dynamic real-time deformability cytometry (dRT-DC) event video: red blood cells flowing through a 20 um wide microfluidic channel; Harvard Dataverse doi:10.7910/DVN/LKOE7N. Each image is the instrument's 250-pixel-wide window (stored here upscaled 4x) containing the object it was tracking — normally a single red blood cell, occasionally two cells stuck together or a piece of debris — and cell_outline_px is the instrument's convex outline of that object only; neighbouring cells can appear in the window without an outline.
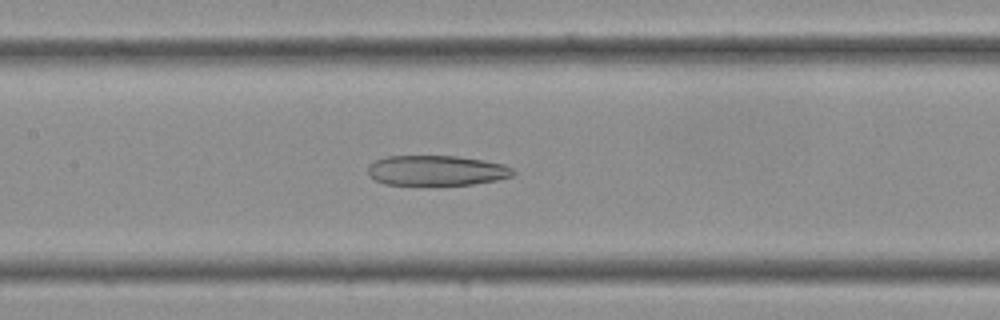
{"species": "Egyptian fruit bat (a non-hibernating species)", "species_latin": "Rousettus aegyptiacus", "temperature_condition": "cold", "stored_images_in_passage": 35, "camera_frame_rate_fps": 3000, "um_per_image_px": 0.085, "frame": {"image": 1, "passage_image": 16, "time_ms": 5.0, "image_size_px": [1000, 320], "cell_outline_px": [[516, 172], [512, 176], [496, 180], [472, 184], [384, 184], [368, 176], [368, 164], [372, 160], [388, 156], [456, 156], [484, 160], [504, 164], [512, 168]], "centroid_in_image_um": [37.08, 14.48], "position_along_channel_um": 170.3, "area_um2": 25.49}}
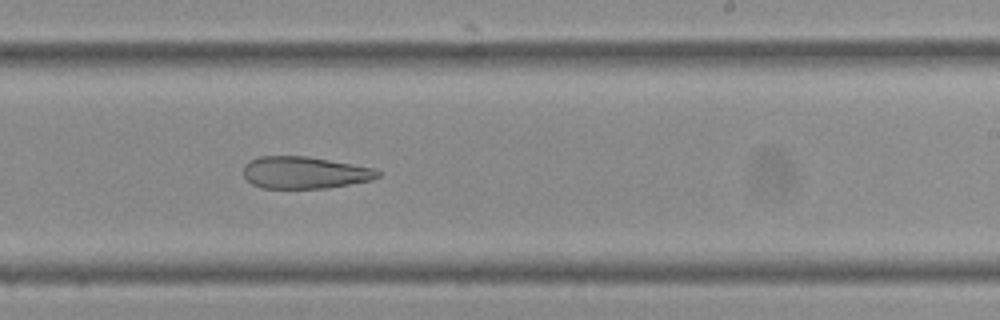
{"frame": {"image": 2, "passage_image": 21, "time_ms": 6.667, "image_size_px": [1000, 320], "cell_outline_px": [[380, 176], [372, 180], [328, 188], [260, 188], [252, 184], [244, 176], [244, 164], [248, 160], [260, 156], [304, 156], [328, 160], [372, 168], [380, 172]], "centroid_in_image_um": [25.85, 14.68], "position_along_channel_um": 263.2, "area_um2": 24.97}}
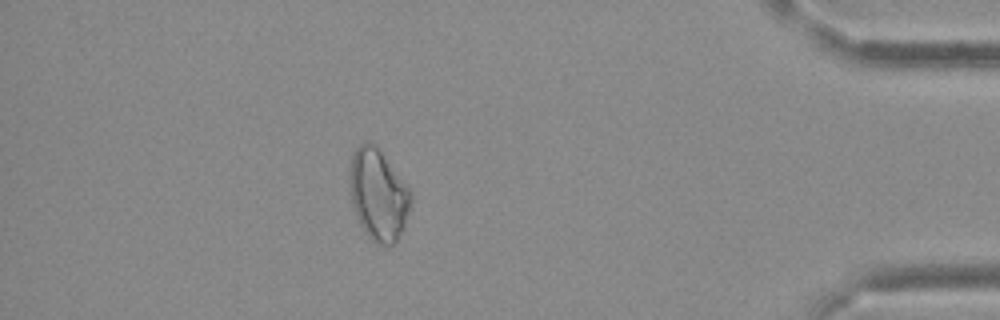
{"frame": {"image": 3, "passage_image": 31, "time_ms": 10.0, "image_size_px": [1000, 320], "cell_outline_px": [[412, 200], [404, 224], [396, 244], [376, 244], [364, 232], [352, 204], [348, 172], [352, 152], [364, 140], [368, 140], [380, 152], [408, 184], [412, 192]], "centroid_in_image_um": [32.14, 16.53], "position_along_channel_um": 403.1, "area_um2": 32.54}}